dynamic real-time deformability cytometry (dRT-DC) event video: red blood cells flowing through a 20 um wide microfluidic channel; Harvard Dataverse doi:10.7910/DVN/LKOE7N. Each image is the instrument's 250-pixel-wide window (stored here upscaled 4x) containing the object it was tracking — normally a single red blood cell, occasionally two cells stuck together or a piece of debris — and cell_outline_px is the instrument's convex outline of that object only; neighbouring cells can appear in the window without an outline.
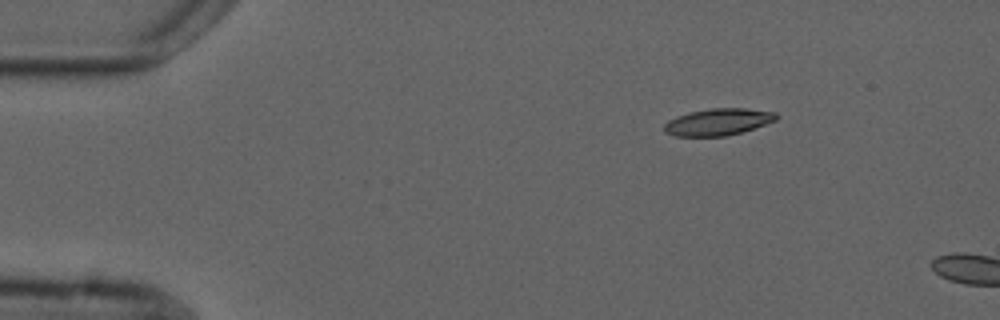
{"species": "common noctule bat (a hibernating species)", "species_latin": "Nyctalus noctula", "temperature_condition": "cold", "stored_images_in_passage": 2, "camera_frame_rate_fps": 3000, "um_per_image_px": 0.085, "animal": {"sex": "male", "forearm_length_mm": 52.5}, "frame": {"image": 1, "passage_image": 1, "time_ms": 0.0, "image_size_px": [1000, 320], "cell_outline_px": [[776, 120], [740, 132], [724, 136], [676, 136], [664, 132], [664, 124], [668, 120], [676, 116], [688, 112], [712, 108], [744, 108], [776, 112]], "centroid_in_image_um": [60.98, 10.35], "position_along_channel_um": 24.0, "area_um2": 17.34}}